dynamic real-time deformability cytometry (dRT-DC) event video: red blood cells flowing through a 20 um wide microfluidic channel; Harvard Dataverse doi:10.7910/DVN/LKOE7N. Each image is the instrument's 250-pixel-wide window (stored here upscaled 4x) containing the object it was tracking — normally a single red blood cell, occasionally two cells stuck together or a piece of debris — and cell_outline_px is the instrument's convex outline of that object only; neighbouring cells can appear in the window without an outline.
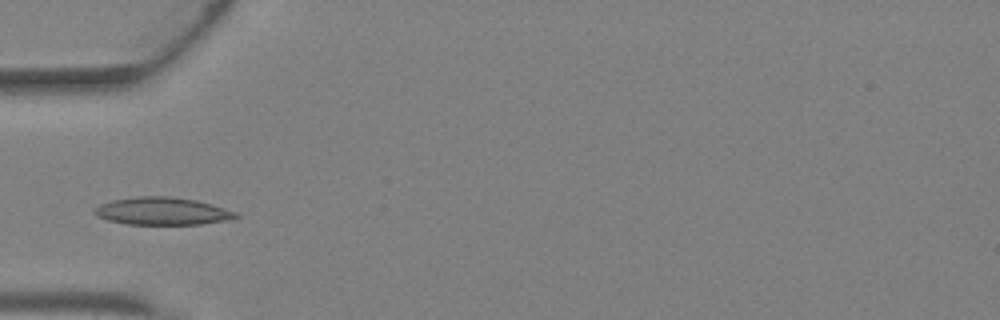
{"species": "Egyptian fruit bat (a non-hibernating species)", "species_latin": "Rousettus aegyptiacus", "temperature_condition": "warm", "stored_images_in_passage": 4, "camera_frame_rate_fps": 3000, "um_per_image_px": 0.085, "animal": {"sex": "female"}, "frame": {"image": 1, "passage_image": 3, "time_ms": 0.667, "image_size_px": [1000, 320], "cell_outline_px": [[240, 216], [232, 220], [200, 224], [124, 224], [108, 220], [96, 216], [92, 212], [100, 204], [112, 200], [140, 196], [172, 196], [196, 200], [212, 204], [240, 212]], "centroid_in_image_um": [13.86, 17.95], "position_along_channel_um": 71.1, "area_um2": 23.0}}
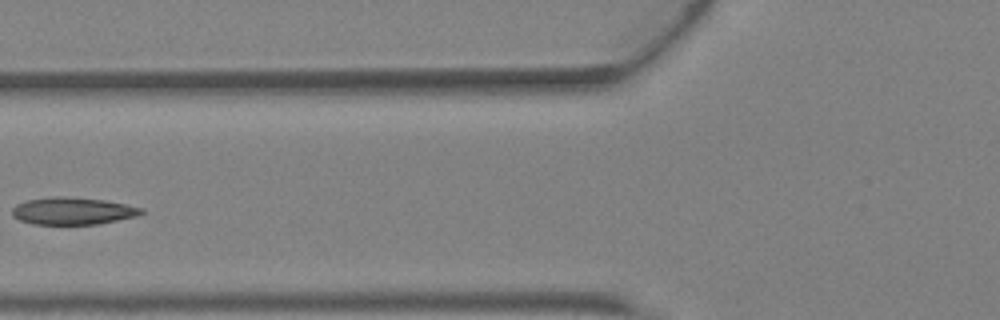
{"frame": {"image": 2, "passage_image": 4, "time_ms": 1.0, "image_size_px": [1000, 320], "cell_outline_px": [[144, 212], [136, 216], [96, 224], [32, 224], [20, 220], [12, 216], [12, 208], [16, 204], [28, 200], [56, 196], [68, 196], [104, 200], [144, 208]], "centroid_in_image_um": [6.16, 17.93], "position_along_channel_um": 119.6, "area_um2": 20.4}}